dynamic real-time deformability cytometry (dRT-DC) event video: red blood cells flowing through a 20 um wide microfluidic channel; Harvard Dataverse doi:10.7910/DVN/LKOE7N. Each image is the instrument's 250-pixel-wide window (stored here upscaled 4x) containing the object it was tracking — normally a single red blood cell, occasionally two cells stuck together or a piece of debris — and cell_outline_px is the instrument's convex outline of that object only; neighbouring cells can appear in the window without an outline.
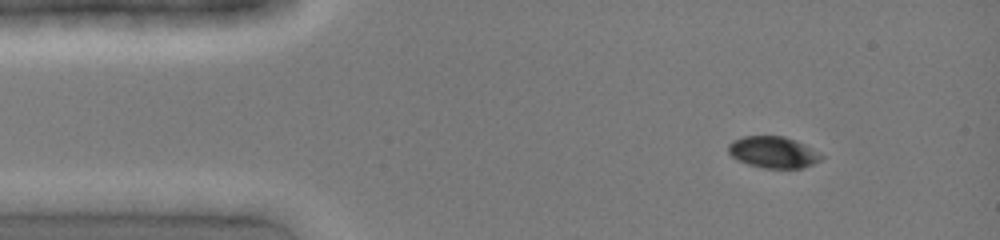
{"species": "common noctule bat (a hibernating species)", "species_latin": "Nyctalus noctula", "temperature_condition": "cold", "stored_images_in_passage": 2, "camera_frame_rate_fps": 3000, "um_per_image_px": 0.085, "animal": {"sex": "female", "body_mass_g": 19.0, "forearm_length_mm": 51.5}, "frame": {"image": 1, "passage_image": 1, "time_ms": 0.0, "image_size_px": [1000, 240], "cell_outline_px": [[824, 156], [820, 160], [804, 168], [764, 168], [748, 164], [736, 160], [728, 152], [728, 144], [732, 140], [744, 136], [784, 136], [796, 140], [804, 144]], "centroid_in_image_um": [65.7, 12.93], "position_along_channel_um": 19.3, "area_um2": 17.11}}